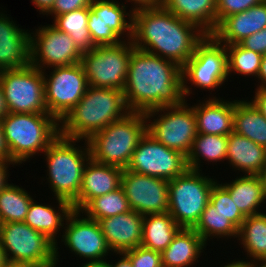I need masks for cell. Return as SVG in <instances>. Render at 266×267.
<instances>
[{"instance_id": "27", "label": "cell", "mask_w": 266, "mask_h": 267, "mask_svg": "<svg viewBox=\"0 0 266 267\" xmlns=\"http://www.w3.org/2000/svg\"><path fill=\"white\" fill-rule=\"evenodd\" d=\"M162 6L180 19L196 24L206 34L216 29V0H163Z\"/></svg>"}, {"instance_id": "43", "label": "cell", "mask_w": 266, "mask_h": 267, "mask_svg": "<svg viewBox=\"0 0 266 267\" xmlns=\"http://www.w3.org/2000/svg\"><path fill=\"white\" fill-rule=\"evenodd\" d=\"M257 91V92H256ZM255 91L254 100L252 99V103L255 107L262 113V115L266 119V89L257 88Z\"/></svg>"}, {"instance_id": "15", "label": "cell", "mask_w": 266, "mask_h": 267, "mask_svg": "<svg viewBox=\"0 0 266 267\" xmlns=\"http://www.w3.org/2000/svg\"><path fill=\"white\" fill-rule=\"evenodd\" d=\"M35 32L30 37L32 66L44 71L46 65L52 68L81 63L83 53L67 33L53 25L39 27Z\"/></svg>"}, {"instance_id": "24", "label": "cell", "mask_w": 266, "mask_h": 267, "mask_svg": "<svg viewBox=\"0 0 266 267\" xmlns=\"http://www.w3.org/2000/svg\"><path fill=\"white\" fill-rule=\"evenodd\" d=\"M56 200L59 203L58 211H56L51 205L37 204L34 200H32L24 222L36 231L44 234L55 244V260L57 264L58 246L56 234L60 231L58 229L64 226V223L62 222L66 220L73 208L72 205L65 200L58 198H56Z\"/></svg>"}, {"instance_id": "12", "label": "cell", "mask_w": 266, "mask_h": 267, "mask_svg": "<svg viewBox=\"0 0 266 267\" xmlns=\"http://www.w3.org/2000/svg\"><path fill=\"white\" fill-rule=\"evenodd\" d=\"M44 71L32 66L0 71L10 113H48L44 93Z\"/></svg>"}, {"instance_id": "33", "label": "cell", "mask_w": 266, "mask_h": 267, "mask_svg": "<svg viewBox=\"0 0 266 267\" xmlns=\"http://www.w3.org/2000/svg\"><path fill=\"white\" fill-rule=\"evenodd\" d=\"M228 136L201 134L195 137L192 149L187 156L188 169L200 170V158L219 162L227 158Z\"/></svg>"}, {"instance_id": "14", "label": "cell", "mask_w": 266, "mask_h": 267, "mask_svg": "<svg viewBox=\"0 0 266 267\" xmlns=\"http://www.w3.org/2000/svg\"><path fill=\"white\" fill-rule=\"evenodd\" d=\"M126 169L169 181L188 169L187 157L181 152L167 148L146 132Z\"/></svg>"}, {"instance_id": "52", "label": "cell", "mask_w": 266, "mask_h": 267, "mask_svg": "<svg viewBox=\"0 0 266 267\" xmlns=\"http://www.w3.org/2000/svg\"><path fill=\"white\" fill-rule=\"evenodd\" d=\"M2 267H34V266L26 263L13 262L7 260Z\"/></svg>"}, {"instance_id": "35", "label": "cell", "mask_w": 266, "mask_h": 267, "mask_svg": "<svg viewBox=\"0 0 266 267\" xmlns=\"http://www.w3.org/2000/svg\"><path fill=\"white\" fill-rule=\"evenodd\" d=\"M131 211L122 187L92 199L80 212L87 218L98 221Z\"/></svg>"}, {"instance_id": "30", "label": "cell", "mask_w": 266, "mask_h": 267, "mask_svg": "<svg viewBox=\"0 0 266 267\" xmlns=\"http://www.w3.org/2000/svg\"><path fill=\"white\" fill-rule=\"evenodd\" d=\"M233 131L266 147V119L250 101L234 100Z\"/></svg>"}, {"instance_id": "5", "label": "cell", "mask_w": 266, "mask_h": 267, "mask_svg": "<svg viewBox=\"0 0 266 267\" xmlns=\"http://www.w3.org/2000/svg\"><path fill=\"white\" fill-rule=\"evenodd\" d=\"M144 112L131 111L94 133L88 140L91 158L99 163L126 169L139 141L147 132Z\"/></svg>"}, {"instance_id": "32", "label": "cell", "mask_w": 266, "mask_h": 267, "mask_svg": "<svg viewBox=\"0 0 266 267\" xmlns=\"http://www.w3.org/2000/svg\"><path fill=\"white\" fill-rule=\"evenodd\" d=\"M89 8H81L56 16L53 26L59 31L67 33L76 43L78 49L84 53L96 46L91 40L88 29Z\"/></svg>"}, {"instance_id": "11", "label": "cell", "mask_w": 266, "mask_h": 267, "mask_svg": "<svg viewBox=\"0 0 266 267\" xmlns=\"http://www.w3.org/2000/svg\"><path fill=\"white\" fill-rule=\"evenodd\" d=\"M227 77L226 46L221 45L211 34H207L196 45L193 56L182 67L184 98L192 93L186 85L187 81L195 87L213 90L221 86Z\"/></svg>"}, {"instance_id": "50", "label": "cell", "mask_w": 266, "mask_h": 267, "mask_svg": "<svg viewBox=\"0 0 266 267\" xmlns=\"http://www.w3.org/2000/svg\"><path fill=\"white\" fill-rule=\"evenodd\" d=\"M117 254H120L123 257H120V260L116 264H109V267H132L130 259L124 253Z\"/></svg>"}, {"instance_id": "31", "label": "cell", "mask_w": 266, "mask_h": 267, "mask_svg": "<svg viewBox=\"0 0 266 267\" xmlns=\"http://www.w3.org/2000/svg\"><path fill=\"white\" fill-rule=\"evenodd\" d=\"M237 238L242 241L247 255L254 259L250 263L266 261V219L262 214L246 217L238 229Z\"/></svg>"}, {"instance_id": "8", "label": "cell", "mask_w": 266, "mask_h": 267, "mask_svg": "<svg viewBox=\"0 0 266 267\" xmlns=\"http://www.w3.org/2000/svg\"><path fill=\"white\" fill-rule=\"evenodd\" d=\"M0 245L8 261L56 267L55 244L25 222L0 223Z\"/></svg>"}, {"instance_id": "22", "label": "cell", "mask_w": 266, "mask_h": 267, "mask_svg": "<svg viewBox=\"0 0 266 267\" xmlns=\"http://www.w3.org/2000/svg\"><path fill=\"white\" fill-rule=\"evenodd\" d=\"M31 34L18 28L9 17L0 14V71L31 64Z\"/></svg>"}, {"instance_id": "39", "label": "cell", "mask_w": 266, "mask_h": 267, "mask_svg": "<svg viewBox=\"0 0 266 267\" xmlns=\"http://www.w3.org/2000/svg\"><path fill=\"white\" fill-rule=\"evenodd\" d=\"M132 264V267H163L161 253L142 246L123 252Z\"/></svg>"}, {"instance_id": "26", "label": "cell", "mask_w": 266, "mask_h": 267, "mask_svg": "<svg viewBox=\"0 0 266 267\" xmlns=\"http://www.w3.org/2000/svg\"><path fill=\"white\" fill-rule=\"evenodd\" d=\"M193 228H181L170 245L161 253L163 267H190L206 246Z\"/></svg>"}, {"instance_id": "7", "label": "cell", "mask_w": 266, "mask_h": 267, "mask_svg": "<svg viewBox=\"0 0 266 267\" xmlns=\"http://www.w3.org/2000/svg\"><path fill=\"white\" fill-rule=\"evenodd\" d=\"M202 175L198 170L187 169L169 180L168 212L181 228H194L209 203L216 181Z\"/></svg>"}, {"instance_id": "19", "label": "cell", "mask_w": 266, "mask_h": 267, "mask_svg": "<svg viewBox=\"0 0 266 267\" xmlns=\"http://www.w3.org/2000/svg\"><path fill=\"white\" fill-rule=\"evenodd\" d=\"M122 173L120 167L90 158L83 171L78 198L71 204L73 210L81 211L92 199L121 187Z\"/></svg>"}, {"instance_id": "49", "label": "cell", "mask_w": 266, "mask_h": 267, "mask_svg": "<svg viewBox=\"0 0 266 267\" xmlns=\"http://www.w3.org/2000/svg\"><path fill=\"white\" fill-rule=\"evenodd\" d=\"M8 113L9 111L7 109L4 91L0 84V120L4 118Z\"/></svg>"}, {"instance_id": "9", "label": "cell", "mask_w": 266, "mask_h": 267, "mask_svg": "<svg viewBox=\"0 0 266 267\" xmlns=\"http://www.w3.org/2000/svg\"><path fill=\"white\" fill-rule=\"evenodd\" d=\"M132 41H122L115 45L96 46L84 52L81 58L88 86L112 88L124 91Z\"/></svg>"}, {"instance_id": "29", "label": "cell", "mask_w": 266, "mask_h": 267, "mask_svg": "<svg viewBox=\"0 0 266 267\" xmlns=\"http://www.w3.org/2000/svg\"><path fill=\"white\" fill-rule=\"evenodd\" d=\"M180 229L169 212L145 215L141 246L162 253Z\"/></svg>"}, {"instance_id": "48", "label": "cell", "mask_w": 266, "mask_h": 267, "mask_svg": "<svg viewBox=\"0 0 266 267\" xmlns=\"http://www.w3.org/2000/svg\"><path fill=\"white\" fill-rule=\"evenodd\" d=\"M257 78H259L258 80H261L262 82V85L260 84L258 88L266 89V54L262 56L260 70Z\"/></svg>"}, {"instance_id": "55", "label": "cell", "mask_w": 266, "mask_h": 267, "mask_svg": "<svg viewBox=\"0 0 266 267\" xmlns=\"http://www.w3.org/2000/svg\"><path fill=\"white\" fill-rule=\"evenodd\" d=\"M247 261V262H246ZM246 261H243V267H265L263 264H261L260 263V265L258 266V265H256V264H259V262L258 263H250V262H248L249 260H246Z\"/></svg>"}, {"instance_id": "56", "label": "cell", "mask_w": 266, "mask_h": 267, "mask_svg": "<svg viewBox=\"0 0 266 267\" xmlns=\"http://www.w3.org/2000/svg\"><path fill=\"white\" fill-rule=\"evenodd\" d=\"M6 261L5 253L0 245V267H2Z\"/></svg>"}, {"instance_id": "25", "label": "cell", "mask_w": 266, "mask_h": 267, "mask_svg": "<svg viewBox=\"0 0 266 267\" xmlns=\"http://www.w3.org/2000/svg\"><path fill=\"white\" fill-rule=\"evenodd\" d=\"M226 160L245 175H259L266 164V147L233 131L228 135Z\"/></svg>"}, {"instance_id": "42", "label": "cell", "mask_w": 266, "mask_h": 267, "mask_svg": "<svg viewBox=\"0 0 266 267\" xmlns=\"http://www.w3.org/2000/svg\"><path fill=\"white\" fill-rule=\"evenodd\" d=\"M239 44L245 49H249L253 52L264 55L263 29L253 35L246 37Z\"/></svg>"}, {"instance_id": "3", "label": "cell", "mask_w": 266, "mask_h": 267, "mask_svg": "<svg viewBox=\"0 0 266 267\" xmlns=\"http://www.w3.org/2000/svg\"><path fill=\"white\" fill-rule=\"evenodd\" d=\"M128 109L124 93L112 89L88 86L76 106L60 123V135L88 140L94 133L125 117Z\"/></svg>"}, {"instance_id": "1", "label": "cell", "mask_w": 266, "mask_h": 267, "mask_svg": "<svg viewBox=\"0 0 266 267\" xmlns=\"http://www.w3.org/2000/svg\"><path fill=\"white\" fill-rule=\"evenodd\" d=\"M123 93L128 109L133 112L179 106L186 101L182 68L173 61L133 47Z\"/></svg>"}, {"instance_id": "16", "label": "cell", "mask_w": 266, "mask_h": 267, "mask_svg": "<svg viewBox=\"0 0 266 267\" xmlns=\"http://www.w3.org/2000/svg\"><path fill=\"white\" fill-rule=\"evenodd\" d=\"M121 187L131 210L143 216L168 212V180L123 169Z\"/></svg>"}, {"instance_id": "28", "label": "cell", "mask_w": 266, "mask_h": 267, "mask_svg": "<svg viewBox=\"0 0 266 267\" xmlns=\"http://www.w3.org/2000/svg\"><path fill=\"white\" fill-rule=\"evenodd\" d=\"M222 186L229 192L233 202L245 217L261 214L258 208L264 202L265 196L259 175H241L230 184L224 183Z\"/></svg>"}, {"instance_id": "18", "label": "cell", "mask_w": 266, "mask_h": 267, "mask_svg": "<svg viewBox=\"0 0 266 267\" xmlns=\"http://www.w3.org/2000/svg\"><path fill=\"white\" fill-rule=\"evenodd\" d=\"M80 211L72 210L66 218L62 242L79 257L93 261H103L111 251L98 221L80 217ZM109 251V252H108Z\"/></svg>"}, {"instance_id": "23", "label": "cell", "mask_w": 266, "mask_h": 267, "mask_svg": "<svg viewBox=\"0 0 266 267\" xmlns=\"http://www.w3.org/2000/svg\"><path fill=\"white\" fill-rule=\"evenodd\" d=\"M194 106L198 133L228 136L233 132L234 101L214 97Z\"/></svg>"}, {"instance_id": "51", "label": "cell", "mask_w": 266, "mask_h": 267, "mask_svg": "<svg viewBox=\"0 0 266 267\" xmlns=\"http://www.w3.org/2000/svg\"><path fill=\"white\" fill-rule=\"evenodd\" d=\"M81 267H109V262L107 263L106 261H93V262H88L85 263Z\"/></svg>"}, {"instance_id": "54", "label": "cell", "mask_w": 266, "mask_h": 267, "mask_svg": "<svg viewBox=\"0 0 266 267\" xmlns=\"http://www.w3.org/2000/svg\"><path fill=\"white\" fill-rule=\"evenodd\" d=\"M224 267H243V260L233 261L232 263H229L225 265Z\"/></svg>"}, {"instance_id": "17", "label": "cell", "mask_w": 266, "mask_h": 267, "mask_svg": "<svg viewBox=\"0 0 266 267\" xmlns=\"http://www.w3.org/2000/svg\"><path fill=\"white\" fill-rule=\"evenodd\" d=\"M125 9L113 0H93L87 26L95 46L119 44L126 31L128 41L132 40L133 10L129 14ZM127 15L130 22L125 19Z\"/></svg>"}, {"instance_id": "21", "label": "cell", "mask_w": 266, "mask_h": 267, "mask_svg": "<svg viewBox=\"0 0 266 267\" xmlns=\"http://www.w3.org/2000/svg\"><path fill=\"white\" fill-rule=\"evenodd\" d=\"M266 27V0L240 13L224 18L211 33L221 44H239Z\"/></svg>"}, {"instance_id": "10", "label": "cell", "mask_w": 266, "mask_h": 267, "mask_svg": "<svg viewBox=\"0 0 266 267\" xmlns=\"http://www.w3.org/2000/svg\"><path fill=\"white\" fill-rule=\"evenodd\" d=\"M157 119L150 123L151 116L159 112ZM167 111V112H166ZM166 112V113H165ZM147 118V132L167 148L189 155L193 141L198 135L197 121L193 106L189 107L184 101L179 106H164L145 112Z\"/></svg>"}, {"instance_id": "45", "label": "cell", "mask_w": 266, "mask_h": 267, "mask_svg": "<svg viewBox=\"0 0 266 267\" xmlns=\"http://www.w3.org/2000/svg\"><path fill=\"white\" fill-rule=\"evenodd\" d=\"M15 164L11 161L0 160V192L8 184V165Z\"/></svg>"}, {"instance_id": "37", "label": "cell", "mask_w": 266, "mask_h": 267, "mask_svg": "<svg viewBox=\"0 0 266 267\" xmlns=\"http://www.w3.org/2000/svg\"><path fill=\"white\" fill-rule=\"evenodd\" d=\"M225 46L227 50L228 75L234 71V73L237 72L245 76H258L263 55L245 49L240 44Z\"/></svg>"}, {"instance_id": "4", "label": "cell", "mask_w": 266, "mask_h": 267, "mask_svg": "<svg viewBox=\"0 0 266 267\" xmlns=\"http://www.w3.org/2000/svg\"><path fill=\"white\" fill-rule=\"evenodd\" d=\"M9 161L20 165L44 152L60 135L59 121L49 113H8L1 119ZM38 152V153H37Z\"/></svg>"}, {"instance_id": "6", "label": "cell", "mask_w": 266, "mask_h": 267, "mask_svg": "<svg viewBox=\"0 0 266 267\" xmlns=\"http://www.w3.org/2000/svg\"><path fill=\"white\" fill-rule=\"evenodd\" d=\"M77 141L80 142L59 135L44 151L49 172L47 179L54 196L70 204L78 198L83 171L91 158L87 140L83 150L75 147Z\"/></svg>"}, {"instance_id": "46", "label": "cell", "mask_w": 266, "mask_h": 267, "mask_svg": "<svg viewBox=\"0 0 266 267\" xmlns=\"http://www.w3.org/2000/svg\"><path fill=\"white\" fill-rule=\"evenodd\" d=\"M0 160L9 161V149L4 138L1 120H0Z\"/></svg>"}, {"instance_id": "41", "label": "cell", "mask_w": 266, "mask_h": 267, "mask_svg": "<svg viewBox=\"0 0 266 267\" xmlns=\"http://www.w3.org/2000/svg\"><path fill=\"white\" fill-rule=\"evenodd\" d=\"M93 0H55L51 10L46 14L53 15L54 18L59 15L71 12L81 8H89Z\"/></svg>"}, {"instance_id": "57", "label": "cell", "mask_w": 266, "mask_h": 267, "mask_svg": "<svg viewBox=\"0 0 266 267\" xmlns=\"http://www.w3.org/2000/svg\"><path fill=\"white\" fill-rule=\"evenodd\" d=\"M264 55L266 54V27L263 29Z\"/></svg>"}, {"instance_id": "53", "label": "cell", "mask_w": 266, "mask_h": 267, "mask_svg": "<svg viewBox=\"0 0 266 267\" xmlns=\"http://www.w3.org/2000/svg\"><path fill=\"white\" fill-rule=\"evenodd\" d=\"M261 181L263 183V188H264V196H265V200H266V164L263 167V170L261 171V173L259 174Z\"/></svg>"}, {"instance_id": "40", "label": "cell", "mask_w": 266, "mask_h": 267, "mask_svg": "<svg viewBox=\"0 0 266 267\" xmlns=\"http://www.w3.org/2000/svg\"><path fill=\"white\" fill-rule=\"evenodd\" d=\"M264 0H216V27L230 15L248 10Z\"/></svg>"}, {"instance_id": "47", "label": "cell", "mask_w": 266, "mask_h": 267, "mask_svg": "<svg viewBox=\"0 0 266 267\" xmlns=\"http://www.w3.org/2000/svg\"><path fill=\"white\" fill-rule=\"evenodd\" d=\"M32 2L38 7L39 12L47 14L54 5L55 0H32Z\"/></svg>"}, {"instance_id": "44", "label": "cell", "mask_w": 266, "mask_h": 267, "mask_svg": "<svg viewBox=\"0 0 266 267\" xmlns=\"http://www.w3.org/2000/svg\"><path fill=\"white\" fill-rule=\"evenodd\" d=\"M131 2L136 4L135 7H133L134 9L132 8V10L135 11L142 8H154L161 6L163 0H131Z\"/></svg>"}, {"instance_id": "34", "label": "cell", "mask_w": 266, "mask_h": 267, "mask_svg": "<svg viewBox=\"0 0 266 267\" xmlns=\"http://www.w3.org/2000/svg\"><path fill=\"white\" fill-rule=\"evenodd\" d=\"M32 200L25 189L8 183L0 192V223L24 222Z\"/></svg>"}, {"instance_id": "38", "label": "cell", "mask_w": 266, "mask_h": 267, "mask_svg": "<svg viewBox=\"0 0 266 267\" xmlns=\"http://www.w3.org/2000/svg\"><path fill=\"white\" fill-rule=\"evenodd\" d=\"M209 202L219 212L226 216L238 229L242 226L246 218L233 202L229 192L217 182L213 185L210 193Z\"/></svg>"}, {"instance_id": "36", "label": "cell", "mask_w": 266, "mask_h": 267, "mask_svg": "<svg viewBox=\"0 0 266 267\" xmlns=\"http://www.w3.org/2000/svg\"><path fill=\"white\" fill-rule=\"evenodd\" d=\"M206 243L211 236L238 237V228L209 202L193 228Z\"/></svg>"}, {"instance_id": "13", "label": "cell", "mask_w": 266, "mask_h": 267, "mask_svg": "<svg viewBox=\"0 0 266 267\" xmlns=\"http://www.w3.org/2000/svg\"><path fill=\"white\" fill-rule=\"evenodd\" d=\"M53 68L49 78L44 75L45 103L48 113L60 122L81 100L88 82L81 63Z\"/></svg>"}, {"instance_id": "2", "label": "cell", "mask_w": 266, "mask_h": 267, "mask_svg": "<svg viewBox=\"0 0 266 267\" xmlns=\"http://www.w3.org/2000/svg\"><path fill=\"white\" fill-rule=\"evenodd\" d=\"M132 43L137 49L175 62L181 68L207 35L196 24L180 19L162 5L133 11Z\"/></svg>"}, {"instance_id": "58", "label": "cell", "mask_w": 266, "mask_h": 267, "mask_svg": "<svg viewBox=\"0 0 266 267\" xmlns=\"http://www.w3.org/2000/svg\"><path fill=\"white\" fill-rule=\"evenodd\" d=\"M262 264L266 267V261L262 262Z\"/></svg>"}, {"instance_id": "20", "label": "cell", "mask_w": 266, "mask_h": 267, "mask_svg": "<svg viewBox=\"0 0 266 267\" xmlns=\"http://www.w3.org/2000/svg\"><path fill=\"white\" fill-rule=\"evenodd\" d=\"M143 217L131 210L98 220L109 249L114 253H123L141 246Z\"/></svg>"}]
</instances>
